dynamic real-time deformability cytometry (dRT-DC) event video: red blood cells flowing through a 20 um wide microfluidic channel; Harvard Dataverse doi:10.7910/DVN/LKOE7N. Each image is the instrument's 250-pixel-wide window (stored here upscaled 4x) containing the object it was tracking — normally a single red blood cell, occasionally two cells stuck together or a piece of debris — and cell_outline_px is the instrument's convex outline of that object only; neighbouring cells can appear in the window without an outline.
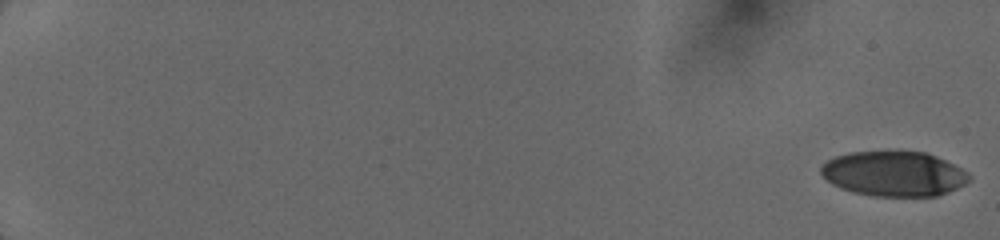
{"species": "human", "species_latin": "Homo sapiens", "temperature_condition": "cold", "stored_images_in_passage": 18, "camera_frame_rate_fps": 3000, "um_per_image_px": 0.085, "donor": {"sex": "female"}, "frame": {"image": 1, "passage_image": 1, "time_ms": 0.0, "image_size_px": [1000, 240], "cell_outline_px": [[972, 176], [964, 184], [948, 192], [936, 196], [872, 196], [852, 192], [840, 188], [832, 184], [820, 172], [820, 168], [828, 160], [836, 156], [848, 152], [888, 148], [924, 152], [936, 156], [968, 172]], "centroid_in_image_um": [75.95, 14.73], "position_along_channel_um": 9.0, "area_um2": 39.65}}
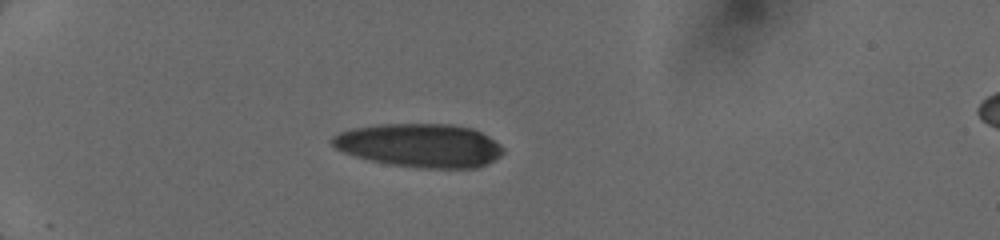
{"frame": {"image": 2, "passage_image": 11, "time_ms": 5.333, "image_size_px": [1000, 240], "cell_outline_px": [[504, 152], [500, 156], [488, 164], [476, 168], [420, 168], [392, 164], [372, 160], [356, 156], [344, 152], [336, 148], [328, 140], [332, 136], [340, 132], [352, 128], [380, 124], [452, 124], [472, 128], [488, 136], [500, 144], [504, 148]], "centroid_in_image_um": [35.7, 12.35], "position_along_channel_um": 49.3, "area_um2": 43.47}}
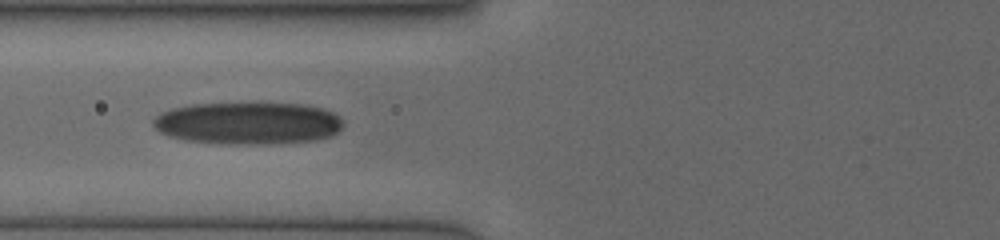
{"frame": {"image": 3, "passage_image": 16, "time_ms": 7.667, "image_size_px": [1000, 240], "cell_outline_px": [[344, 124], [332, 136], [316, 140], [280, 144], [232, 144], [184, 140], [168, 136], [160, 132], [152, 124], [152, 120], [160, 112], [172, 108], [188, 104], [252, 100], [260, 100], [304, 104], [320, 108], [332, 112], [340, 116]], "centroid_in_image_um": [21.08, 10.42], "position_along_channel_um": 104.7, "area_um2": 48.73}}